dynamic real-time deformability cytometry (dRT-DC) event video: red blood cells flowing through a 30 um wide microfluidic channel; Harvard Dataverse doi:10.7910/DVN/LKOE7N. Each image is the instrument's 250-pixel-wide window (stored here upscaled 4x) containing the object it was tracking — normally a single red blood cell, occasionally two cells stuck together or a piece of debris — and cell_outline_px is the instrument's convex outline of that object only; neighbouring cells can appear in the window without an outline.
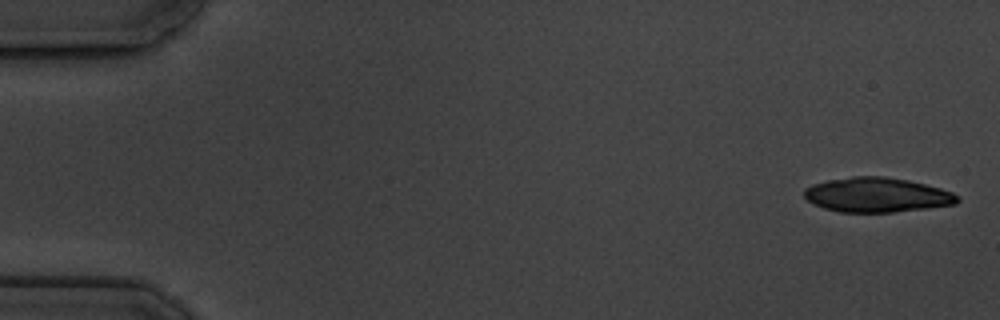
{"species": "common noctule bat (a hibernating species)", "species_latin": "Nyctalus noctula", "temperature_condition": "cold", "stored_images_in_passage": 6, "camera_frame_rate_fps": 3000, "um_per_image_px": 0.085, "animal": {"sex": "male", "body_mass_g": 19.5, "forearm_length_mm": 54.6}, "frame": {"image": 1, "passage_image": 1, "time_ms": 0.0, "image_size_px": [1000, 320], "cell_outline_px": [[960, 200], [956, 204], [928, 208], [892, 212], [840, 212], [824, 208], [812, 204], [804, 196], [804, 188], [812, 184], [828, 180], [852, 176], [884, 176], [908, 180], [940, 188], [952, 192], [960, 196]], "centroid_in_image_um": [74.54, 16.56], "position_along_channel_um": 10.5, "area_um2": 31.04}}
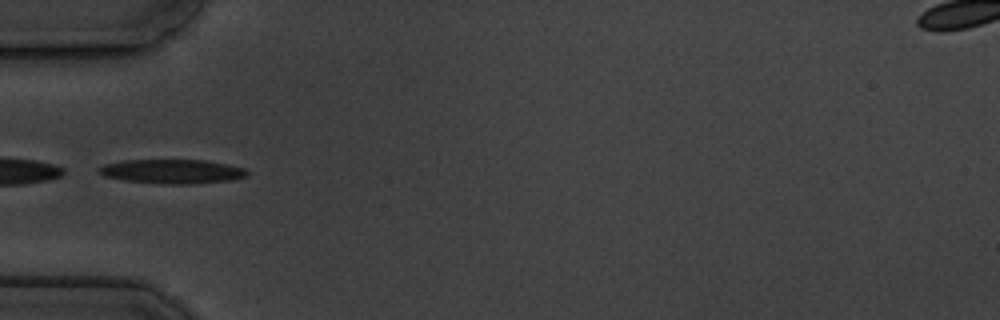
{"frame": {"image": 2, "passage_image": 6, "time_ms": 5.667, "image_size_px": [1000, 320], "cell_outline_px": [[248, 176], [232, 180], [192, 184], [164, 184], [124, 180], [104, 176], [96, 172], [96, 168], [104, 164], [124, 160], [204, 160], [228, 164], [244, 168], [248, 172]], "centroid_in_image_um": [14.61, 14.57], "position_along_channel_um": 70.4, "area_um2": 21.1}}